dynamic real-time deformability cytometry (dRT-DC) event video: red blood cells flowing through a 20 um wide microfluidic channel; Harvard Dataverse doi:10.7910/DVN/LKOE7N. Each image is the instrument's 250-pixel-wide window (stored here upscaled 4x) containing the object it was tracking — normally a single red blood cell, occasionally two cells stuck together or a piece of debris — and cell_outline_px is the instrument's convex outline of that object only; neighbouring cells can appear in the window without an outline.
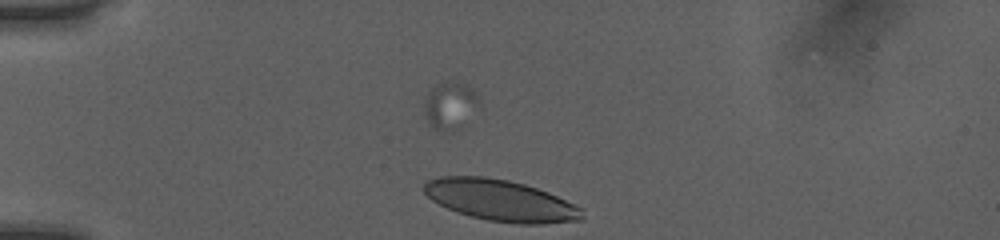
{"species": "human", "species_latin": "Homo sapiens", "temperature_condition": "room temperature", "stored_images_in_passage": 20, "camera_frame_rate_fps": 3000, "um_per_image_px": 0.085, "donor": {"sex": "female"}, "frame": {"image": 1, "passage_image": 20, "time_ms": 6.333, "image_size_px": [1000, 240], "cell_outline_px": [[584, 220], [544, 224], [520, 224], [488, 220], [472, 216], [448, 208], [432, 200], [424, 192], [424, 184], [428, 180], [440, 176], [484, 176], [508, 180], [524, 184], [548, 192], [584, 208]], "centroid_in_image_um": [42.61, 17.04], "position_along_channel_um": 42.4, "area_um2": 38.03}}